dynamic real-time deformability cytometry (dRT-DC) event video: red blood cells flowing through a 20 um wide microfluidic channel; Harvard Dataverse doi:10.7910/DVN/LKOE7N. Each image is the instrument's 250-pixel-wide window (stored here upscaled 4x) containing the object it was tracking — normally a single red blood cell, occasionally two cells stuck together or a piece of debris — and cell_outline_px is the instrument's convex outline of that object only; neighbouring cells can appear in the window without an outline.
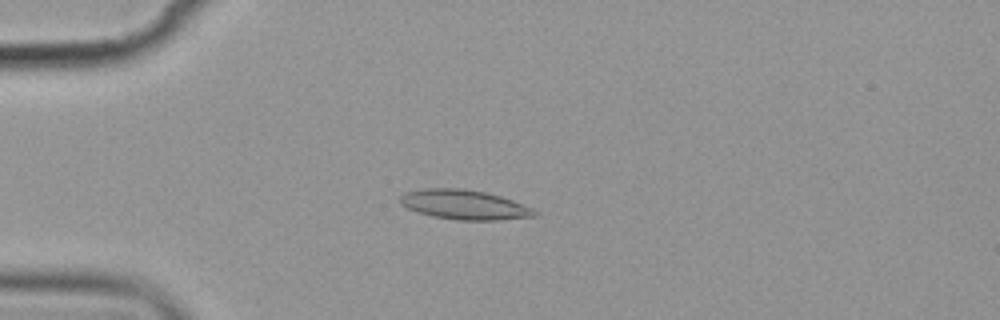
{"species": "common noctule bat (a hibernating species)", "species_latin": "Nyctalus noctula", "temperature_condition": "cold", "stored_images_in_passage": 11, "camera_frame_rate_fps": 3000, "um_per_image_px": 0.085, "animal": {"sex": "female", "body_mass_g": 19.9}, "frame": {"image": 1, "passage_image": 4, "time_ms": 4.333, "image_size_px": [1000, 320], "cell_outline_px": [[536, 216], [500, 220], [456, 220], [432, 216], [408, 208], [400, 204], [400, 196], [404, 192], [424, 188], [464, 188], [484, 192], [500, 196], [512, 200], [532, 208], [536, 212]], "centroid_in_image_um": [39.44, 17.39], "position_along_channel_um": 45.6, "area_um2": 23.12}}
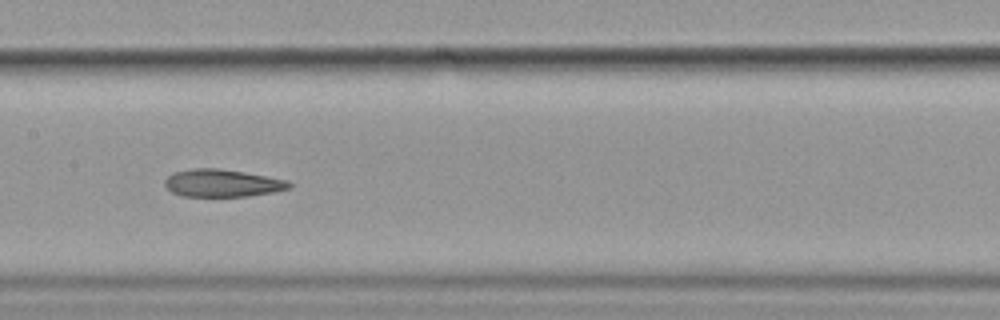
{"frame": {"image": 2, "passage_image": 8, "time_ms": 9.0, "image_size_px": [1000, 320], "cell_outline_px": [[292, 188], [272, 192], [248, 196], [184, 196], [172, 192], [164, 184], [164, 180], [172, 172], [192, 168], [220, 168], [244, 172], [288, 180], [292, 184]], "centroid_in_image_um": [18.89, 15.55], "position_along_channel_um": 188.5, "area_um2": 20.0}}
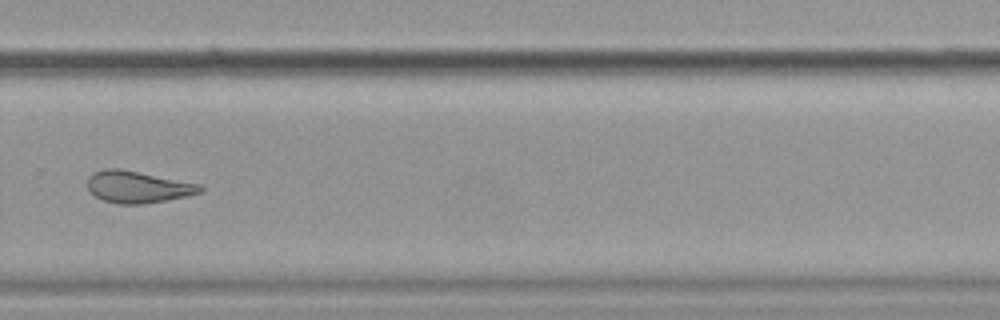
{"frame": {"image": 3, "passage_image": 11, "time_ms": 12.667, "image_size_px": [1000, 320], "cell_outline_px": [[204, 188], [200, 192], [188, 196], [140, 204], [120, 204], [104, 200], [96, 196], [88, 188], [88, 176], [92, 172], [104, 168], [120, 168], [200, 184]], "centroid_in_image_um": [11.69, 15.87], "position_along_channel_um": 318.1, "area_um2": 20.75}}